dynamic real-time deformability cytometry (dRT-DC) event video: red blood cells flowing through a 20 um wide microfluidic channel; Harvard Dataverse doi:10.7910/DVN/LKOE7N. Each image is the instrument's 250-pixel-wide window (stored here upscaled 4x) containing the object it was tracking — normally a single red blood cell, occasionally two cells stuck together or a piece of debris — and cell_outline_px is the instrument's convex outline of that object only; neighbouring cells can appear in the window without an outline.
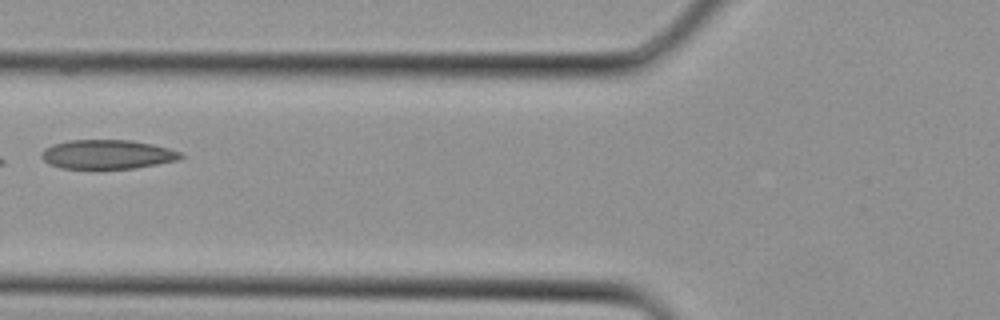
{"species": "Egyptian fruit bat (a non-hibernating species)", "species_latin": "Rousettus aegyptiacus", "temperature_condition": "cold", "stored_images_in_passage": 3, "camera_frame_rate_fps": 3000, "um_per_image_px": 0.085, "animal": {"sex": "female"}, "frame": {"image": 1, "passage_image": 3, "time_ms": 0.667, "image_size_px": [1000, 320], "cell_outline_px": [[184, 156], [180, 160], [136, 168], [100, 172], [96, 172], [60, 168], [48, 164], [40, 156], [40, 152], [44, 148], [52, 144], [68, 140], [132, 140], [152, 144], [168, 148], [180, 152]], "centroid_in_image_um": [9.07, 13.18], "position_along_channel_um": 116.7, "area_um2": 24.97}}